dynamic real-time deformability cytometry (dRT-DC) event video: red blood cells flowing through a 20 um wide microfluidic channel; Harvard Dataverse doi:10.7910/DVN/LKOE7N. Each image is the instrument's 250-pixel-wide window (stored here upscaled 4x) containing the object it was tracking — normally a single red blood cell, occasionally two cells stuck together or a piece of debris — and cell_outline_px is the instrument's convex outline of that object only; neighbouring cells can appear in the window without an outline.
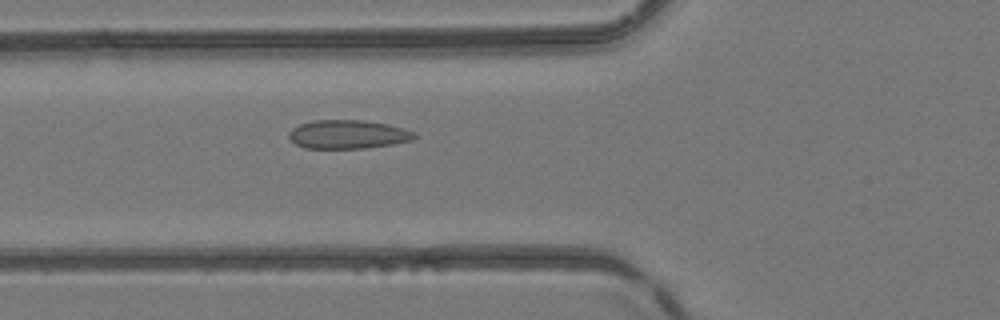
{"species": "common noctule bat (a hibernating species)", "species_latin": "Nyctalus noctula", "temperature_condition": "room temperature", "stored_images_in_passage": 48, "camera_frame_rate_fps": 3000, "um_per_image_px": 0.085, "animal": {"sex": "female", "body_mass_g": 24.6, "forearm_length_mm": 56.2}, "frame": {"image": 1, "passage_image": 20, "time_ms": 6.333, "image_size_px": [1000, 320], "cell_outline_px": [[416, 136], [412, 140], [392, 144], [368, 148], [304, 148], [296, 144], [288, 136], [288, 132], [292, 128], [300, 124], [312, 120], [364, 120], [388, 124], [404, 128], [416, 132]], "centroid_in_image_um": [29.58, 11.41], "position_along_channel_um": 96.2, "area_um2": 21.1}}
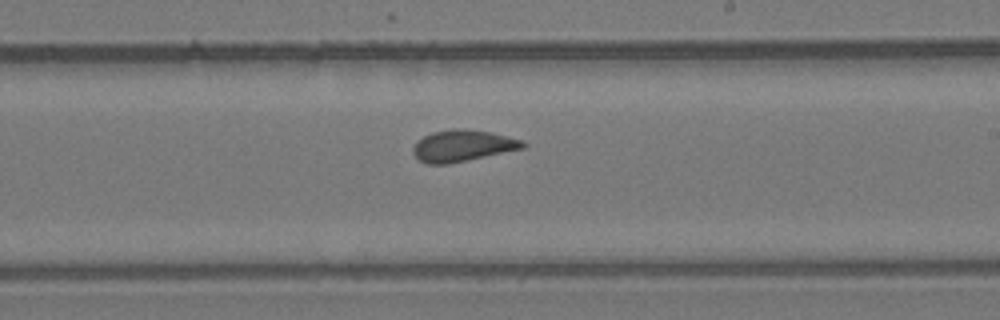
{"frame": {"image": 2, "passage_image": 31, "time_ms": 10.0, "image_size_px": [1000, 320], "cell_outline_px": [[528, 144], [524, 148], [448, 164], [428, 164], [420, 160], [412, 152], [412, 148], [416, 140], [432, 132], [456, 128], [464, 128], [492, 132], [524, 140]], "centroid_in_image_um": [39.33, 12.37], "position_along_channel_um": 249.7, "area_um2": 20.29}}
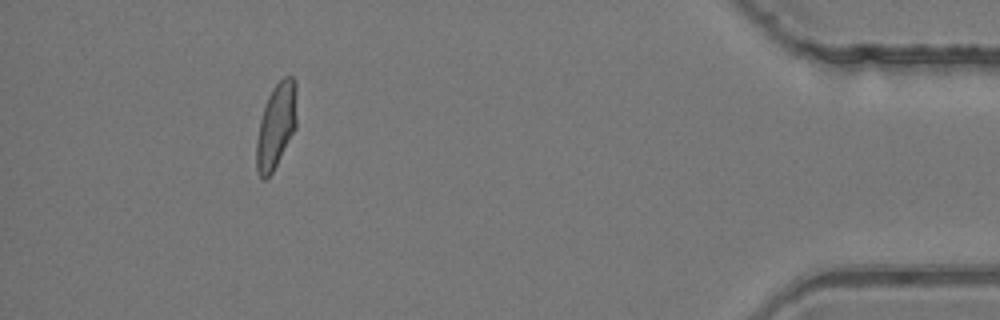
{"frame": {"image": 3, "passage_image": 47, "time_ms": 15.333, "image_size_px": [1000, 320], "cell_outline_px": [[296, 128], [272, 172], [264, 180], [260, 180], [256, 172], [256, 140], [260, 120], [264, 104], [272, 88], [284, 76], [292, 76], [296, 84]], "centroid_in_image_um": [23.45, 10.7], "position_along_channel_um": 411.8, "area_um2": 20.11}}